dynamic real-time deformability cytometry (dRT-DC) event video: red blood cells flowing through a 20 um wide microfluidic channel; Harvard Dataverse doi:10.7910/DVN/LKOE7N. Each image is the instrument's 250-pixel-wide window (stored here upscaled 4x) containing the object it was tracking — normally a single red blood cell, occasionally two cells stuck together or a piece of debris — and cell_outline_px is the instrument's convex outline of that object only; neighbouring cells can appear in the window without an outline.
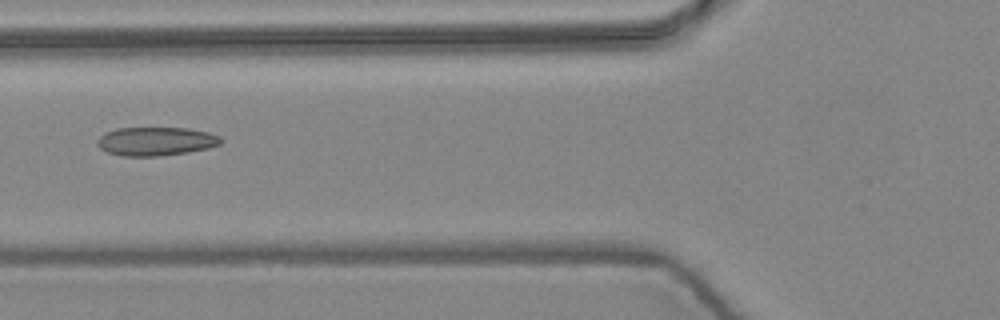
{"species": "common noctule bat (a hibernating species)", "species_latin": "Nyctalus noctula", "temperature_condition": "warm", "stored_images_in_passage": 5, "camera_frame_rate_fps": 3000, "um_per_image_px": 0.085, "animal": {"sex": "female", "body_mass_g": 24.6, "forearm_length_mm": 56.2}, "frame": {"image": 1, "passage_image": 5, "time_ms": 1.333, "image_size_px": [1000, 320], "cell_outline_px": [[220, 144], [208, 148], [188, 152], [156, 156], [120, 156], [108, 152], [100, 148], [96, 140], [104, 132], [116, 128], [188, 128], [208, 132], [220, 136]], "centroid_in_image_um": [13.22, 12.01], "position_along_channel_um": 112.6, "area_um2": 20.58}}